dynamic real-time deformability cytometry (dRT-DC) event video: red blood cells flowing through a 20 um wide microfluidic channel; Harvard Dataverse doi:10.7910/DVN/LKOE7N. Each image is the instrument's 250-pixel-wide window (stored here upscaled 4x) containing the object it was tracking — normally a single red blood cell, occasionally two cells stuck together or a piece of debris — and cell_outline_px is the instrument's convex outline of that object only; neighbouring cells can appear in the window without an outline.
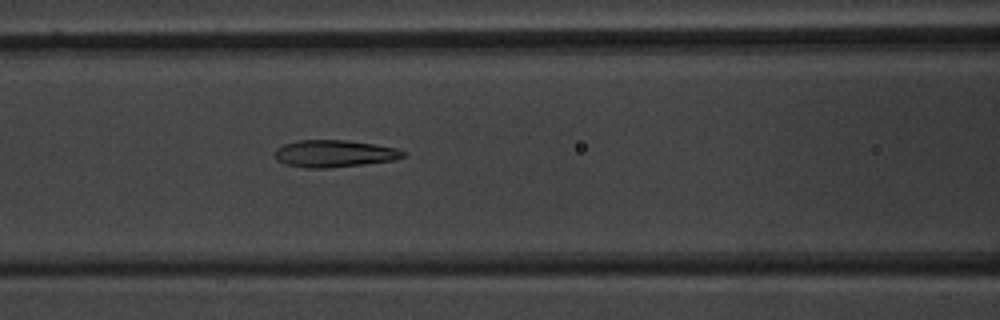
{"species": "common noctule bat (a hibernating species)", "species_latin": "Nyctalus noctula", "temperature_condition": "warm", "stored_images_in_passage": 52, "camera_frame_rate_fps": 3000, "um_per_image_px": 0.085, "animal": {"sex": "male", "body_mass_g": 20.1, "forearm_length_mm": 53.5}, "frame": {"image": 1, "passage_image": 23, "time_ms": 7.333, "image_size_px": [1000, 320], "cell_outline_px": [[408, 156], [392, 160], [364, 164], [328, 168], [308, 168], [284, 164], [276, 160], [276, 148], [284, 144], [296, 140], [344, 140], [372, 144], [396, 148], [404, 152]], "centroid_in_image_um": [28.39, 13.06], "position_along_channel_um": 138.2, "area_um2": 20.17}}
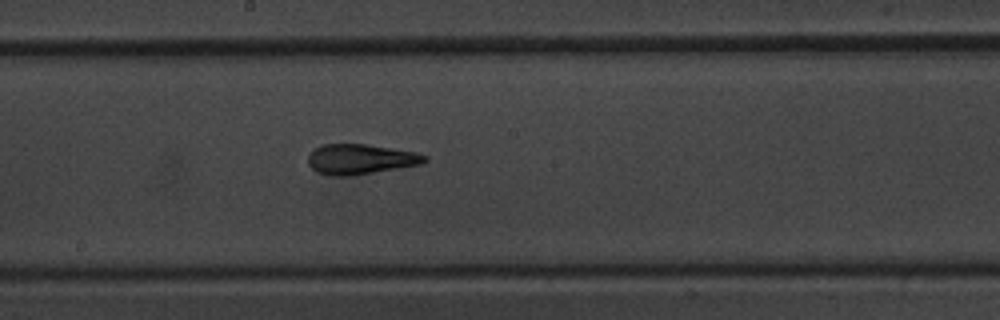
{"frame": {"image": 2, "passage_image": 29, "time_ms": 9.333, "image_size_px": [1000, 320], "cell_outline_px": [[428, 160], [424, 164], [348, 176], [332, 176], [316, 172], [308, 164], [308, 156], [312, 148], [324, 144], [368, 144], [416, 152], [428, 156]], "centroid_in_image_um": [30.64, 13.52], "position_along_channel_um": 217.6, "area_um2": 20.69}}
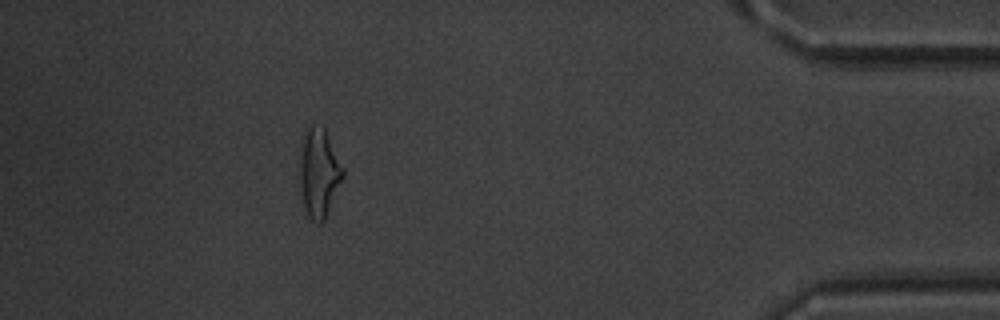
{"frame": {"image": 3, "passage_image": 47, "time_ms": 15.333, "image_size_px": [1000, 320], "cell_outline_px": [[344, 176], [324, 220], [320, 224], [316, 224], [308, 216], [304, 208], [300, 188], [300, 140], [304, 132], [312, 124], [324, 128], [344, 168]], "centroid_in_image_um": [27.09, 14.69], "position_along_channel_um": 408.1, "area_um2": 22.43}, "authors_computed_cell_mechanics": {"area_um2": 20.6924, "velocity_mm_per_s": 3.973, "shape_relaxation_time_tau1_ms": 3.9193, "shape_relaxation_time_tau2_ms": 1.2827, "deformation_change_tau1": 0.1774, "deformation_change_tau2": 0.1043}}